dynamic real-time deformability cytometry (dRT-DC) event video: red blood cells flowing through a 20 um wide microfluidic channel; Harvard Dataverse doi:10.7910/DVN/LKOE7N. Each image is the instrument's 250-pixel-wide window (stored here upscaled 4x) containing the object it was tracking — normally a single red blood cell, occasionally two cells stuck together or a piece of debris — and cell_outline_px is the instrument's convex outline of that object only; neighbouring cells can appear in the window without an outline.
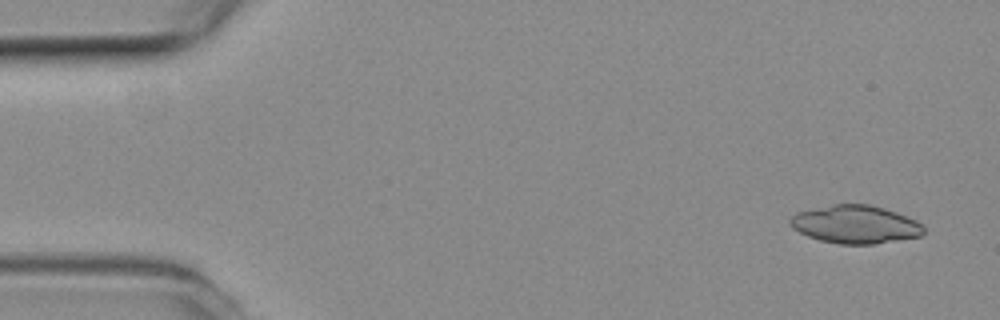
{"species": "common noctule bat (a hibernating species)", "species_latin": "Nyctalus noctula", "temperature_condition": "room temperature", "stored_images_in_passage": 51, "segment_of_instrument_passage": [1, 2], "camera_frame_rate_fps": 3000, "um_per_image_px": 0.085, "animal": {"sex": "female", "body_mass_g": 19.3, "forearm_length_mm": 54.1}, "frame": {"image": 1, "passage_image": 1, "time_ms": 0.0, "image_size_px": [1000, 320], "cell_outline_px": [[924, 232], [920, 236], [872, 244], [840, 244], [820, 240], [808, 236], [792, 228], [788, 224], [788, 220], [796, 212], [832, 204], [872, 204], [896, 212], [916, 220], [924, 228]], "centroid_in_image_um": [72.67, 19.06], "position_along_channel_um": 12.3, "area_um2": 29.59}}